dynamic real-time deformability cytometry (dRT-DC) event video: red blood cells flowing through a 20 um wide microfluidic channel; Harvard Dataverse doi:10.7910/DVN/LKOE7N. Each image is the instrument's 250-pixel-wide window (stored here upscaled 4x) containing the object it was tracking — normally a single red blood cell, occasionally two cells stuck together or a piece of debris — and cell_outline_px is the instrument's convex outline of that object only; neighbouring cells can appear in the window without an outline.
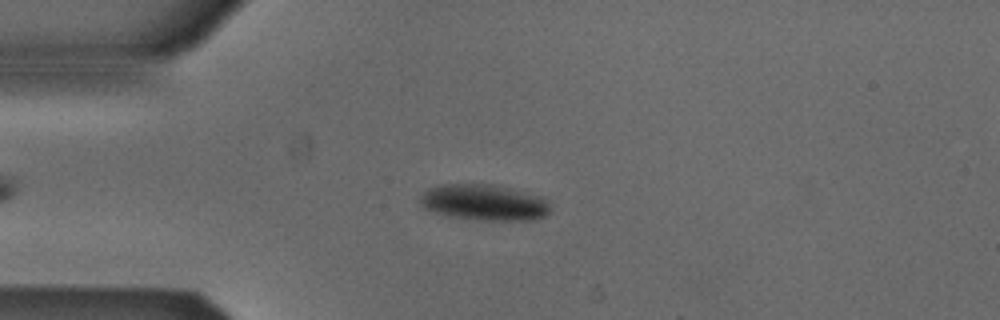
{"species": "Egyptian fruit bat (a non-hibernating species)", "species_latin": "Rousettus aegyptiacus", "temperature_condition": "cold", "stored_images_in_passage": 49, "camera_frame_rate_fps": 3000, "um_per_image_px": 0.085, "animal": {"sex": "male"}, "frame": {"image": 1, "passage_image": 13, "time_ms": 4.0, "image_size_px": [1000, 320], "cell_outline_px": [[548, 212], [544, 216], [536, 220], [472, 220], [444, 216], [424, 208], [420, 204], [420, 196], [428, 188], [440, 184], [492, 184], [544, 196], [548, 200]], "centroid_in_image_um": [41.13, 17.21], "position_along_channel_um": 43.9, "area_um2": 27.74}}
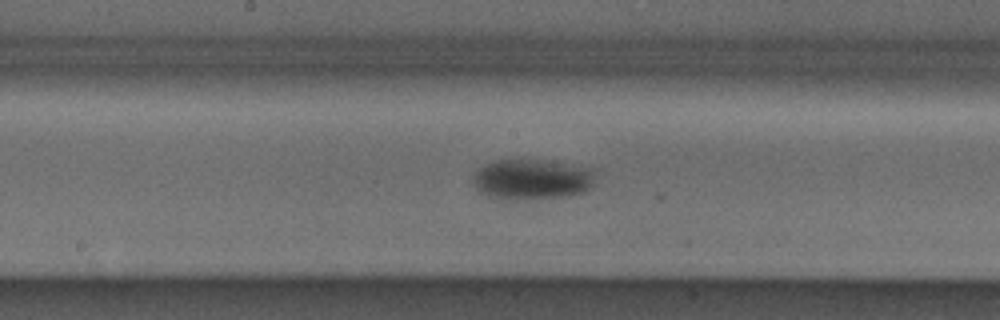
{"frame": {"image": 2, "passage_image": 27, "time_ms": 8.667, "image_size_px": [1000, 320], "cell_outline_px": [[596, 168], [592, 188], [584, 192], [564, 196], [488, 196], [480, 192], [472, 184], [472, 176], [484, 164], [496, 160], [536, 160]], "centroid_in_image_um": [45.25, 15.18], "position_along_channel_um": 202.9, "area_um2": 27.74}}
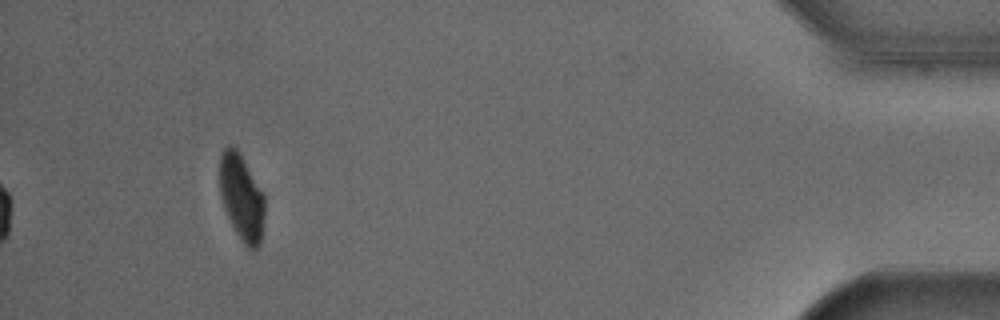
{"frame": {"image": 3, "passage_image": 49, "time_ms": 16.0, "image_size_px": [1000, 320], "cell_outline_px": [[264, 216], [260, 244], [256, 248], [248, 248], [244, 244], [236, 232], [224, 208], [220, 192], [220, 156], [224, 148], [228, 144], [232, 144], [236, 148], [264, 192]], "centroid_in_image_um": [20.54, 16.75], "position_along_channel_um": 414.7, "area_um2": 22.43}, "authors_computed_cell_mechanics": {"area_um2": 26.7036, "velocity_mm_per_s": 3.8465, "shape_relaxation_time_tau1_ms": 7.8466, "shape_relaxation_time_tau2_ms": null, "deformation_change_tau1": 0.1402, "deformation_change_tau2": null}}